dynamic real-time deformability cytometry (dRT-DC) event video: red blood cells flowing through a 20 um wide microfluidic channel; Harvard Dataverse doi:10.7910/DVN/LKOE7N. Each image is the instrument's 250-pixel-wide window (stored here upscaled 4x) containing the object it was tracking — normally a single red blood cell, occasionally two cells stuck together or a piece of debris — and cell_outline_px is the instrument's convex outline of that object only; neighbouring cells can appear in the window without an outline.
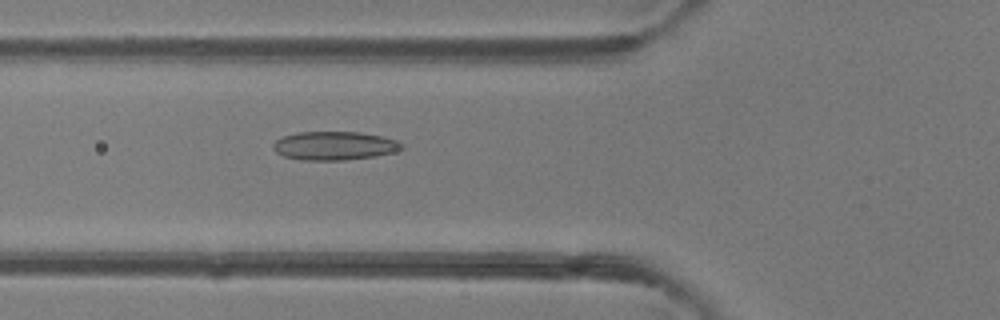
{"species": "common noctule bat (a hibernating species)", "species_latin": "Nyctalus noctula", "temperature_condition": "room temperature", "stored_images_in_passage": 38, "camera_frame_rate_fps": 3000, "um_per_image_px": 0.085, "animal": {"sex": "female"}, "frame": {"image": 1, "passage_image": 8, "time_ms": 2.333, "image_size_px": [1000, 320], "cell_outline_px": [[404, 148], [392, 152], [376, 156], [344, 160], [300, 160], [284, 156], [276, 152], [272, 148], [272, 144], [276, 140], [284, 136], [296, 132], [360, 132], [380, 136], [396, 140], [404, 144]], "centroid_in_image_um": [28.41, 12.39], "position_along_channel_um": 97.4, "area_um2": 21.44}}
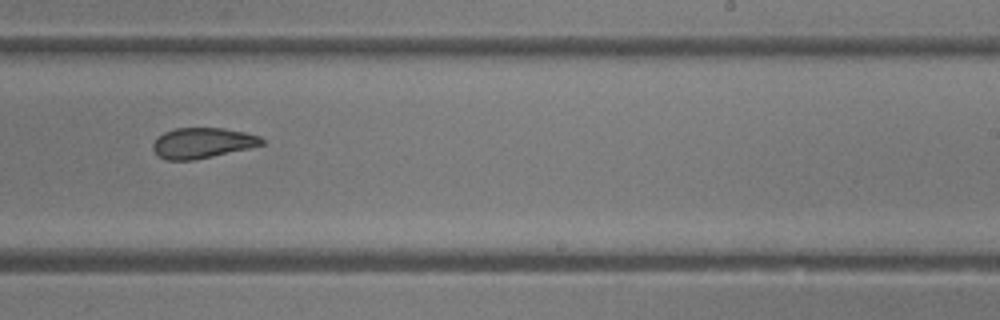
{"frame": {"image": 2, "passage_image": 20, "time_ms": 6.333, "image_size_px": [1000, 320], "cell_outline_px": [[264, 144], [248, 148], [196, 160], [164, 160], [156, 156], [152, 148], [152, 144], [164, 132], [176, 128], [224, 128], [244, 132], [260, 136], [264, 140]], "centroid_in_image_um": [17.17, 12.16], "position_along_channel_um": 271.8, "area_um2": 19.36}}
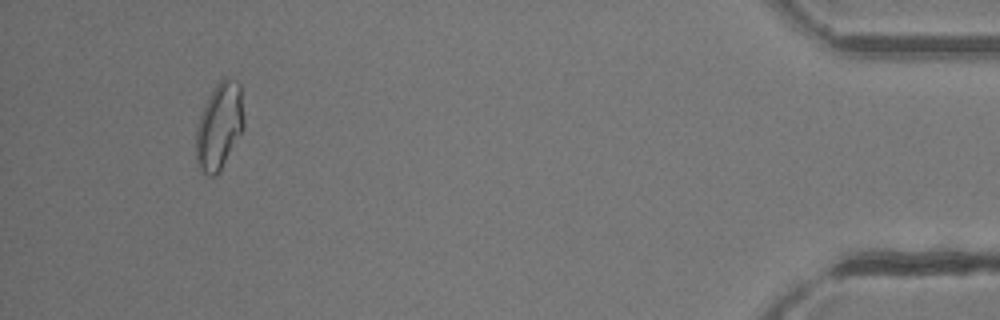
{"frame": {"image": 3, "passage_image": 35, "time_ms": 11.333, "image_size_px": [1000, 320], "cell_outline_px": [[244, 128], [216, 176], [204, 176], [200, 172], [196, 160], [196, 128], [204, 104], [208, 96], [216, 84], [224, 76], [236, 80], [240, 84], [244, 116]], "centroid_in_image_um": [18.63, 10.71], "position_along_channel_um": 416.6, "area_um2": 24.39}, "authors_computed_cell_mechanics": {"area_um2": 20.9525, "velocity_mm_per_s": 4.3524, "shape_relaxation_time_tau1_ms": 4.4275, "shape_relaxation_time_tau2_ms": 2.5479, "deformation_change_tau1": 0.1156, "deformation_change_tau2": 0.0937}}